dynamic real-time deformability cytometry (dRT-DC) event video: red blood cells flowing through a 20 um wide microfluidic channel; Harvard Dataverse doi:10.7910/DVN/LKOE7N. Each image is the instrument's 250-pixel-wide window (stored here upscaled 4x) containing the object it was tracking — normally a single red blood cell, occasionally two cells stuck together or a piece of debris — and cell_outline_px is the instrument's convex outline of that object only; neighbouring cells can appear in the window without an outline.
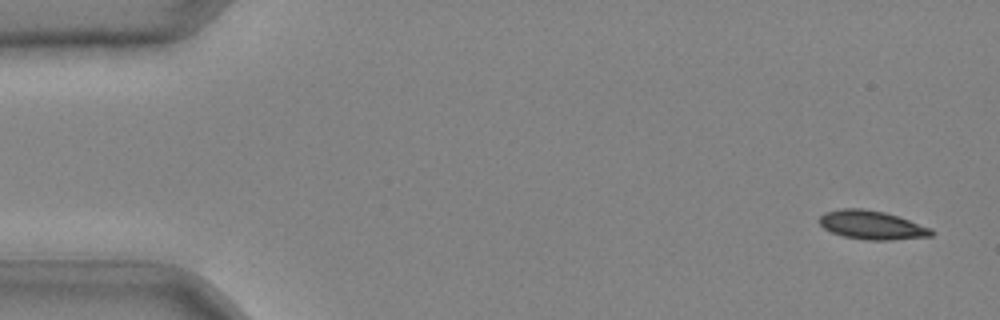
{"species": "common noctule bat (a hibernating species)", "species_latin": "Nyctalus noctula", "temperature_condition": "cold", "stored_images_in_passage": 41, "camera_frame_rate_fps": 3000, "um_per_image_px": 0.085, "animal": {"sex": "male", "body_mass_g": 20.4}, "frame": {"image": 1, "passage_image": 1, "time_ms": 0.0, "image_size_px": [1000, 320], "cell_outline_px": [[936, 232], [932, 236], [888, 240], [868, 240], [844, 236], [832, 232], [824, 228], [820, 224], [820, 216], [824, 212], [844, 208], [860, 208], [884, 212], [932, 228]], "centroid_in_image_um": [74.12, 19.13], "position_along_channel_um": 10.9, "area_um2": 18.55}}
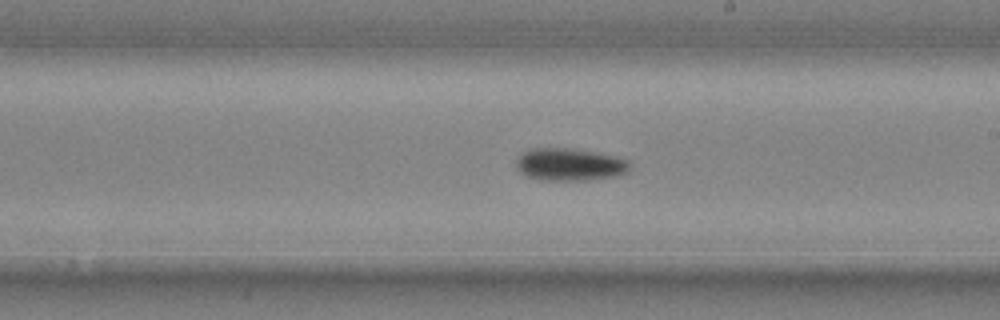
{"frame": {"image": 2, "passage_image": 24, "time_ms": 7.667, "image_size_px": [1000, 320], "cell_outline_px": [[632, 168], [628, 172], [620, 176], [588, 180], [540, 180], [524, 176], [516, 168], [516, 160], [528, 148], [572, 148], [600, 152], [620, 156], [628, 160], [632, 164]], "centroid_in_image_um": [48.5, 13.98], "position_along_channel_um": 240.5, "area_um2": 22.25}}
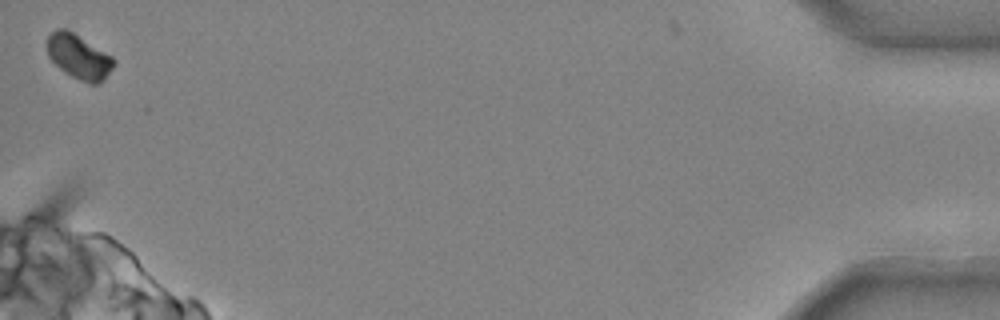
{"frame": {"image": 3, "passage_image": 41, "time_ms": 13.333, "image_size_px": [1000, 320], "cell_outline_px": [[116, 64], [104, 80], [100, 84], [88, 84], [64, 72], [48, 56], [48, 36], [56, 28], [64, 28], [72, 32], [112, 56], [116, 60]], "centroid_in_image_um": [6.74, 4.84], "position_along_channel_um": 428.5, "area_um2": 17.22}}